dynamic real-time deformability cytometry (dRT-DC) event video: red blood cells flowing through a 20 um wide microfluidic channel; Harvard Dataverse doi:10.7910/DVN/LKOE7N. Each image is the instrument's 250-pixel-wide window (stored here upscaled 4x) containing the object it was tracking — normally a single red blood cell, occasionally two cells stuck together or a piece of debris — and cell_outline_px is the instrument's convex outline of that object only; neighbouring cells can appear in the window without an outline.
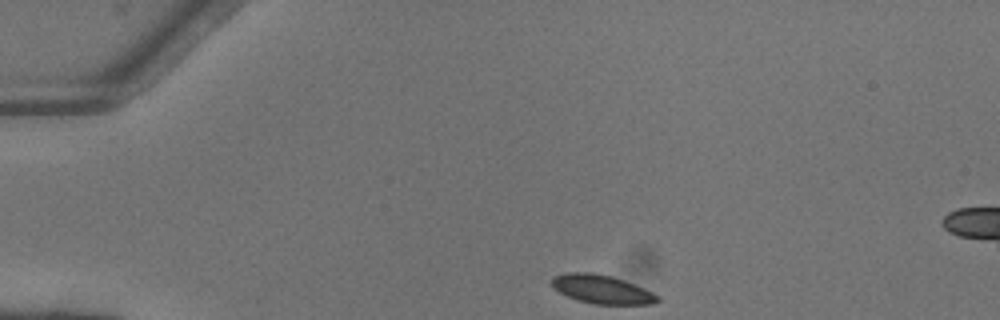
{"species": "common noctule bat (a hibernating species)", "species_latin": "Nyctalus noctula", "temperature_condition": "warm", "stored_images_in_passage": 41, "camera_frame_rate_fps": 3000, "um_per_image_px": 0.085, "animal": {"sex": "female"}, "frame": {"image": 1, "passage_image": 1, "time_ms": 0.0, "image_size_px": [1000, 320], "cell_outline_px": [[660, 300], [652, 304], [592, 304], [576, 300], [552, 288], [548, 280], [552, 276], [568, 272], [592, 272], [608, 276], [632, 284], [652, 292], [660, 296]], "centroid_in_image_um": [51.07, 24.59], "position_along_channel_um": 33.9, "area_um2": 17.63}}
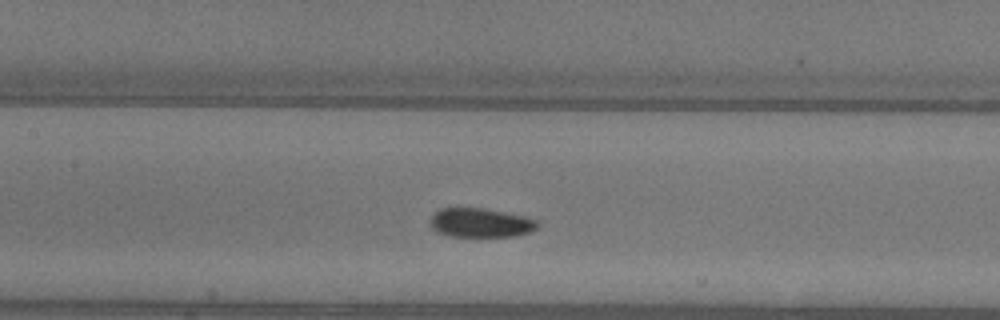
{"frame": {"image": 2, "passage_image": 15, "time_ms": 4.667, "image_size_px": [1000, 320], "cell_outline_px": [[540, 224], [536, 228], [528, 232], [512, 236], [452, 236], [436, 232], [432, 228], [432, 216], [440, 208], [484, 208], [524, 216], [536, 220]], "centroid_in_image_um": [40.85, 18.93], "position_along_channel_um": 166.5, "area_um2": 17.92}}
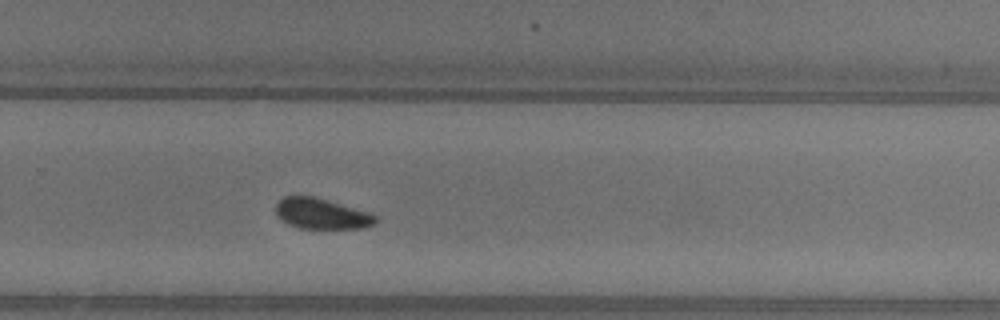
{"frame": {"image": 3, "passage_image": 25, "time_ms": 8.0, "image_size_px": [1000, 320], "cell_outline_px": [[376, 224], [360, 228], [300, 228], [288, 224], [280, 220], [276, 216], [276, 204], [284, 196], [312, 196], [328, 200], [368, 212], [376, 216]], "centroid_in_image_um": [27.29, 18.17], "position_along_channel_um": 302.5, "area_um2": 17.69}, "authors_computed_cell_mechanics": {"area_um2": 18.0914, "velocity_mm_per_s": 4.0976, "shape_relaxation_time_tau1_ms": 9.3657, "shape_relaxation_time_tau2_ms": 5.7687, "deformation_change_tau1": 0.1734, "deformation_change_tau2": 0.0875}}